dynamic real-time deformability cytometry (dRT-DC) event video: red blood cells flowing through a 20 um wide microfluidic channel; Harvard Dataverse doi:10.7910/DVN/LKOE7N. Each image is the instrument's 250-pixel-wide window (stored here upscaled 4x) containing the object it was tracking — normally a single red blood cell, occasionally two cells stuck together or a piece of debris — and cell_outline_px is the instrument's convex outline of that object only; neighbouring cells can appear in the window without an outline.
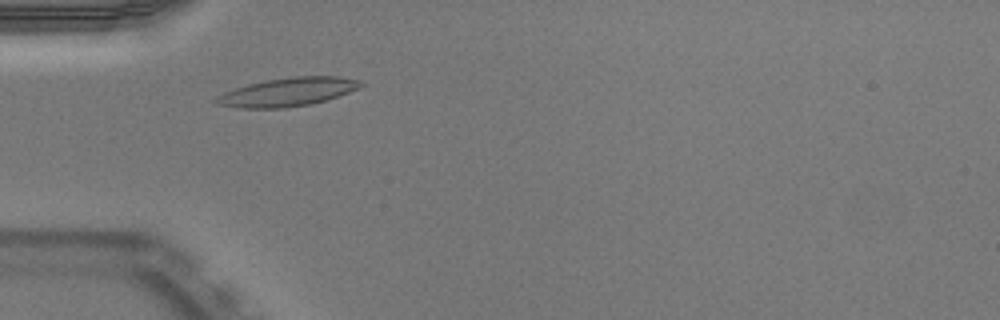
{"species": "Egyptian fruit bat (a non-hibernating species)", "species_latin": "Rousettus aegyptiacus", "temperature_condition": "warm", "stored_images_in_passage": 42, "camera_frame_rate_fps": 3000, "um_per_image_px": 0.085, "animal": {"sex": "male"}, "frame": {"image": 1, "passage_image": 7, "time_ms": 2.0, "image_size_px": [1000, 320], "cell_outline_px": [[364, 84], [360, 88], [324, 100], [308, 104], [284, 108], [240, 108], [216, 104], [212, 100], [216, 96], [224, 92], [248, 84], [268, 80], [292, 76], [340, 76], [360, 80]], "centroid_in_image_um": [24.43, 7.81], "position_along_channel_um": 60.6, "area_um2": 23.87}}
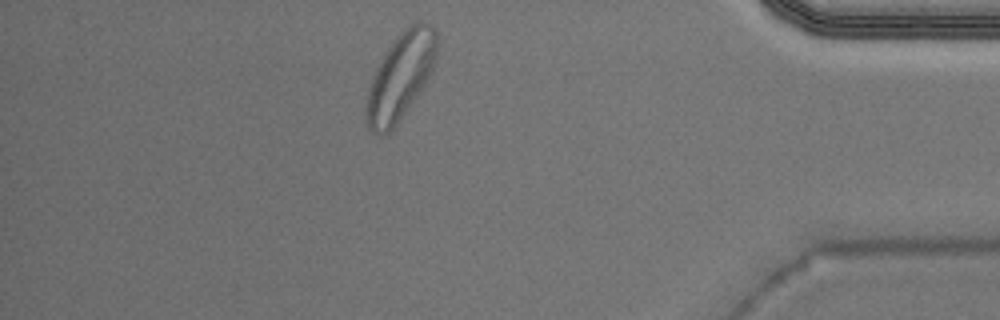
{"frame": {"image": 2, "passage_image": 36, "time_ms": 11.667, "image_size_px": [1000, 320], "cell_outline_px": [[436, 56], [432, 72], [420, 92], [396, 124], [388, 132], [372, 132], [368, 128], [368, 92], [372, 76], [388, 48], [404, 28], [420, 20], [436, 28]], "centroid_in_image_um": [34.09, 6.43], "position_along_channel_um": 401.1, "area_um2": 34.56}, "authors_computed_cell_mechanics": {"area_um2": 22.1085, "velocity_mm_per_s": 3.9252, "shape_relaxation_time_tau1_ms": 5.5843, "shape_relaxation_time_tau2_ms": 1.2093, "deformation_change_tau1": 0.1592, "deformation_change_tau2": 0.0698}}